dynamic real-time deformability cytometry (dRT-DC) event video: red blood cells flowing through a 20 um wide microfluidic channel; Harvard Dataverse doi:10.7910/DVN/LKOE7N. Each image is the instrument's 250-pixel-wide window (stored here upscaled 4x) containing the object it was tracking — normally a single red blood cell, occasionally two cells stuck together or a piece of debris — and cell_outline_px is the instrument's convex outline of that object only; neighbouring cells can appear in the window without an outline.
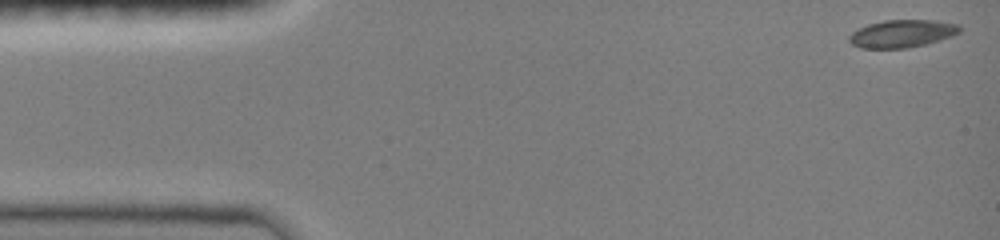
{"species": "common noctule bat (a hibernating species)", "species_latin": "Nyctalus noctula", "temperature_condition": "room temperature", "stored_images_in_passage": 45, "camera_frame_rate_fps": 3000, "um_per_image_px": 0.085, "animal": {"sex": "female", "body_mass_g": 19.0, "forearm_length_mm": 51.5}, "frame": {"image": 1, "passage_image": 1, "time_ms": 0.0, "image_size_px": [1000, 240], "cell_outline_px": [[960, 32], [952, 36], [924, 44], [908, 48], [860, 48], [852, 44], [848, 40], [848, 36], [852, 32], [868, 24], [884, 20], [936, 20], [960, 24]], "centroid_in_image_um": [76.67, 2.85], "position_along_channel_um": 8.3, "area_um2": 17.8}}
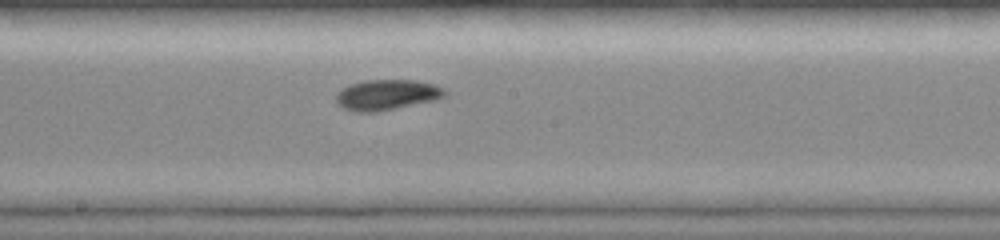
{"frame": {"image": 2, "passage_image": 27, "time_ms": 8.0, "image_size_px": [1000, 240], "cell_outline_px": [[448, 92], [440, 100], [380, 112], [356, 112], [344, 108], [336, 104], [336, 92], [348, 84], [364, 80], [416, 80], [432, 84], [444, 88]], "centroid_in_image_um": [32.9, 8.07], "position_along_channel_um": 215.3, "area_um2": 19.88}}
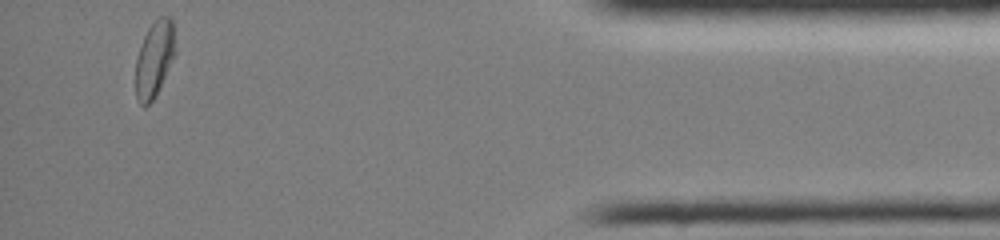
{"frame": {"image": 3, "passage_image": 45, "time_ms": 14.333, "image_size_px": [1000, 240], "cell_outline_px": [[176, 52], [152, 100], [144, 108], [136, 100], [136, 56], [144, 36], [148, 28], [160, 16], [168, 16], [172, 20]], "centroid_in_image_um": [13.1, 5.0], "position_along_channel_um": 422.1, "area_um2": 17.22}, "authors_computed_cell_mechanics": {"area_um2": 18.496, "velocity_mm_per_s": 4.0385, "shape_relaxation_time_tau1_ms": 4.3063, "shape_relaxation_time_tau2_ms": null, "deformation_change_tau1": 0.1071, "deformation_change_tau2": null}}